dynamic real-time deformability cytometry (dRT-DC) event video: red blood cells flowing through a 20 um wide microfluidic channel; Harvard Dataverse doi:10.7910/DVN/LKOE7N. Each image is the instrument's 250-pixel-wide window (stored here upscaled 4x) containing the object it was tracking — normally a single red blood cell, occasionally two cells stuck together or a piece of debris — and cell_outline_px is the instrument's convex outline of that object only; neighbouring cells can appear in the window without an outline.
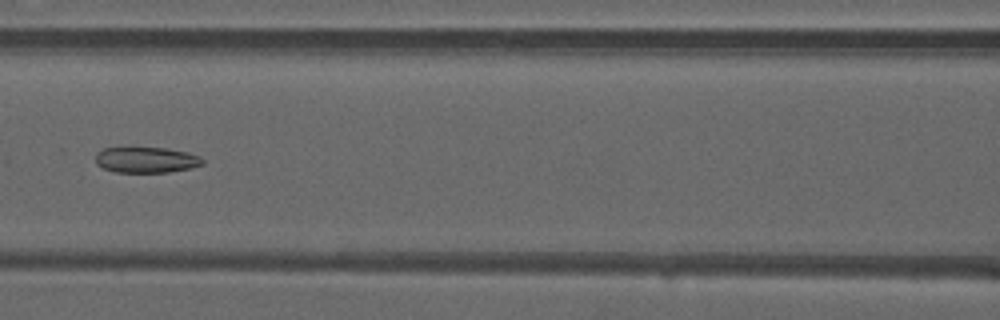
{"species": "common noctule bat (a hibernating species)", "species_latin": "Nyctalus noctula", "temperature_condition": "warm", "stored_images_in_passage": 50, "camera_frame_rate_fps": 3000, "um_per_image_px": 0.085, "animal": {"sex": "male", "forearm_length_mm": 52.5}, "frame": {"image": 1, "passage_image": 23, "time_ms": 7.333, "image_size_px": [1000, 320], "cell_outline_px": [[204, 164], [192, 168], [168, 172], [116, 172], [104, 168], [96, 164], [96, 152], [104, 148], [164, 148], [188, 152], [200, 156], [204, 160]], "centroid_in_image_um": [12.46, 13.59], "position_along_channel_um": 154.1, "area_um2": 16.07}}
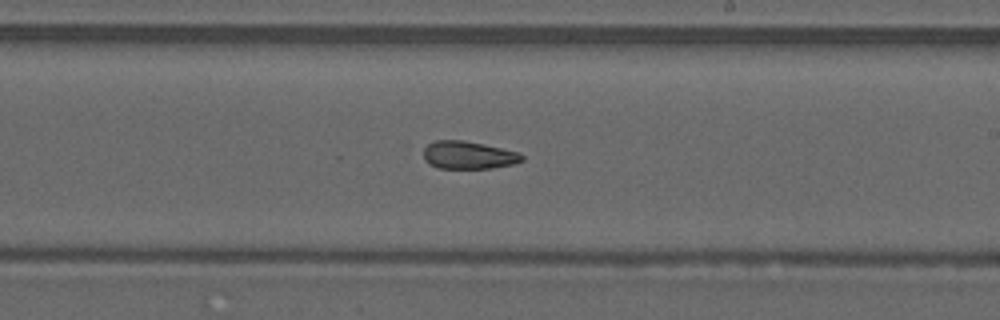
{"frame": {"image": 2, "passage_image": 30, "time_ms": 9.667, "image_size_px": [1000, 320], "cell_outline_px": [[524, 160], [512, 164], [492, 168], [436, 168], [428, 164], [424, 160], [424, 148], [428, 144], [436, 140], [464, 140], [484, 144], [520, 152], [524, 156]], "centroid_in_image_um": [39.81, 13.18], "position_along_channel_um": 249.2, "area_um2": 16.07}}
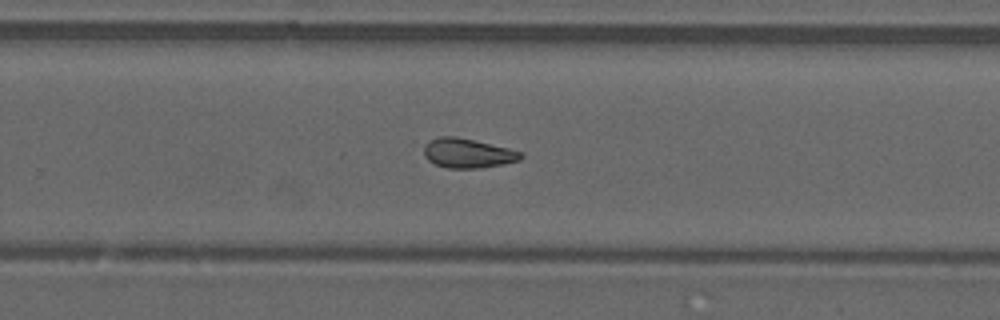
{"frame": {"image": 3, "passage_image": 33, "time_ms": 10.667, "image_size_px": [1000, 320], "cell_outline_px": [[524, 156], [520, 160], [504, 164], [480, 168], [448, 168], [436, 164], [428, 160], [424, 156], [420, 148], [424, 144], [440, 136], [456, 136], [508, 148], [524, 152]], "centroid_in_image_um": [39.74, 13.02], "position_along_channel_um": 290.1, "area_um2": 16.82}, "authors_computed_cell_mechanics": {"area_um2": 17.3978, "velocity_mm_per_s": 4.0912, "shape_relaxation_time_tau1_ms": null, "shape_relaxation_time_tau2_ms": 3.0247, "deformation_change_tau1": null, "deformation_change_tau2": 0.0948}}